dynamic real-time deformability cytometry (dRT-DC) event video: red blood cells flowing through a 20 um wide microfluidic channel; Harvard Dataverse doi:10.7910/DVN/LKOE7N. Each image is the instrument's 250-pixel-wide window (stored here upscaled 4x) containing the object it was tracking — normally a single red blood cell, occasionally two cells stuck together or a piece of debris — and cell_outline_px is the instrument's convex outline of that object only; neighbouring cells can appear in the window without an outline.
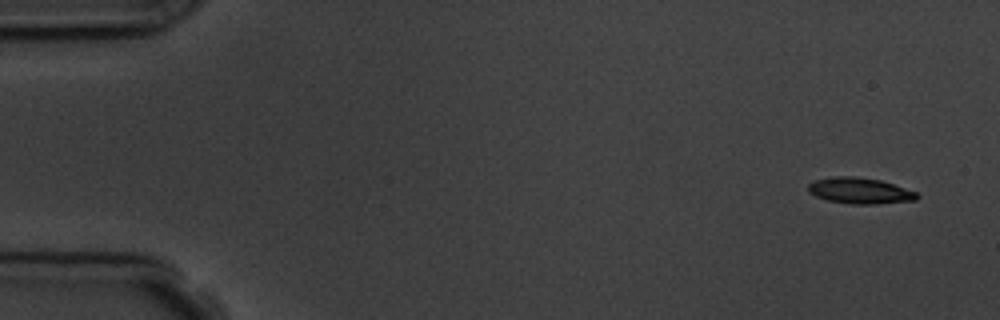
{"species": "common noctule bat (a hibernating species)", "species_latin": "Nyctalus noctula", "temperature_condition": "room temperature", "stored_images_in_passage": 5, "camera_frame_rate_fps": 3000, "um_per_image_px": 0.085, "animal": {"sex": "male", "body_mass_g": 19.5, "forearm_length_mm": 54.6}, "frame": {"image": 1, "passage_image": 1, "time_ms": 0.0, "image_size_px": [1000, 320], "cell_outline_px": [[920, 196], [916, 200], [876, 204], [852, 204], [828, 200], [816, 196], [808, 192], [808, 184], [816, 180], [832, 176], [856, 176], [880, 180], [916, 192]], "centroid_in_image_um": [73.08, 16.21], "position_along_channel_um": 11.9, "area_um2": 16.42}}
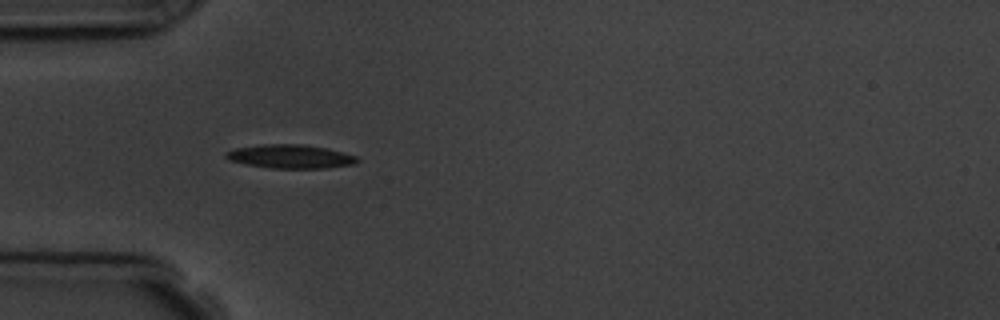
{"frame": {"image": 2, "passage_image": 5, "time_ms": 4.667, "image_size_px": [1000, 320], "cell_outline_px": [[360, 160], [356, 164], [328, 168], [272, 168], [248, 164], [228, 160], [224, 156], [228, 152], [236, 148], [264, 144], [300, 144], [324, 148], [356, 156]], "centroid_in_image_um": [24.71, 13.31], "position_along_channel_um": 60.3, "area_um2": 17.86}}